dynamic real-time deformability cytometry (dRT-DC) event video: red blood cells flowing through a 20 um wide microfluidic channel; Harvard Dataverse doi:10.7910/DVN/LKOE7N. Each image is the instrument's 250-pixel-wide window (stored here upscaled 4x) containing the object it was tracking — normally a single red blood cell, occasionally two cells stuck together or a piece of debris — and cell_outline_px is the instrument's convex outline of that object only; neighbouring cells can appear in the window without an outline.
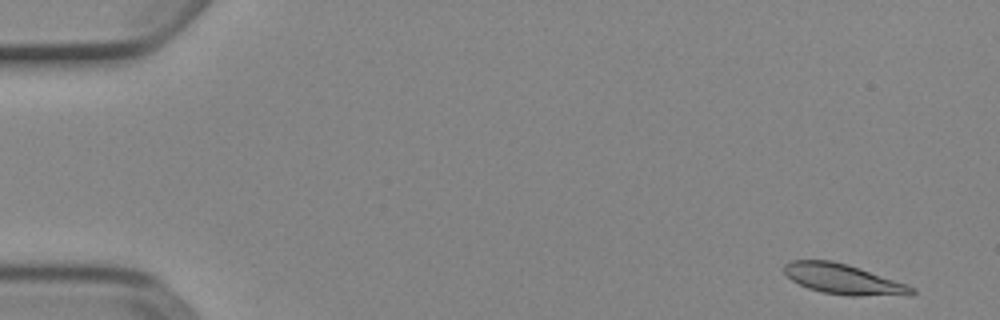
{"species": "Egyptian fruit bat (a non-hibernating species)", "species_latin": "Rousettus aegyptiacus", "temperature_condition": "cold", "stored_images_in_passage": 4, "camera_frame_rate_fps": 3000, "um_per_image_px": 0.085, "animal": {"sex": "female"}, "frame": {"image": 1, "passage_image": 1, "time_ms": 0.0, "image_size_px": [1000, 320], "cell_outline_px": [[916, 292], [912, 296], [848, 296], [820, 292], [808, 288], [792, 280], [784, 272], [784, 264], [792, 260], [832, 260], [848, 264], [908, 284], [916, 288]], "centroid_in_image_um": [71.76, 23.75], "position_along_channel_um": 13.2, "area_um2": 22.89}}
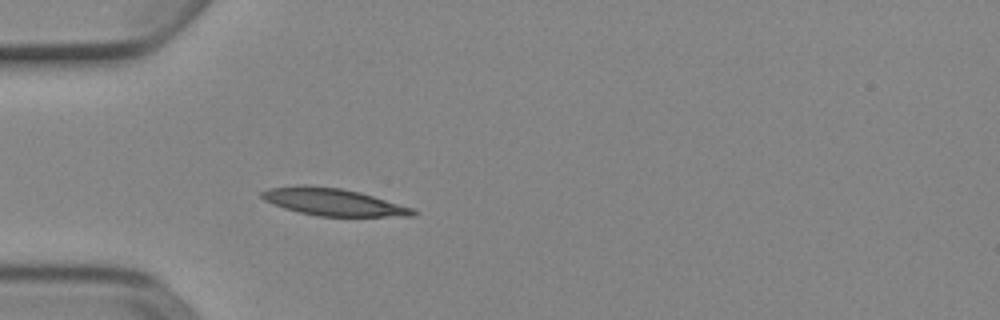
{"frame": {"image": 2, "passage_image": 4, "time_ms": 1.0, "image_size_px": [1000, 320], "cell_outline_px": [[420, 212], [416, 216], [316, 216], [284, 208], [272, 204], [264, 200], [260, 196], [260, 192], [268, 188], [300, 184], [304, 184], [340, 188], [360, 192], [416, 208]], "centroid_in_image_um": [28.35, 17.16], "position_along_channel_um": 56.6, "area_um2": 24.39}}